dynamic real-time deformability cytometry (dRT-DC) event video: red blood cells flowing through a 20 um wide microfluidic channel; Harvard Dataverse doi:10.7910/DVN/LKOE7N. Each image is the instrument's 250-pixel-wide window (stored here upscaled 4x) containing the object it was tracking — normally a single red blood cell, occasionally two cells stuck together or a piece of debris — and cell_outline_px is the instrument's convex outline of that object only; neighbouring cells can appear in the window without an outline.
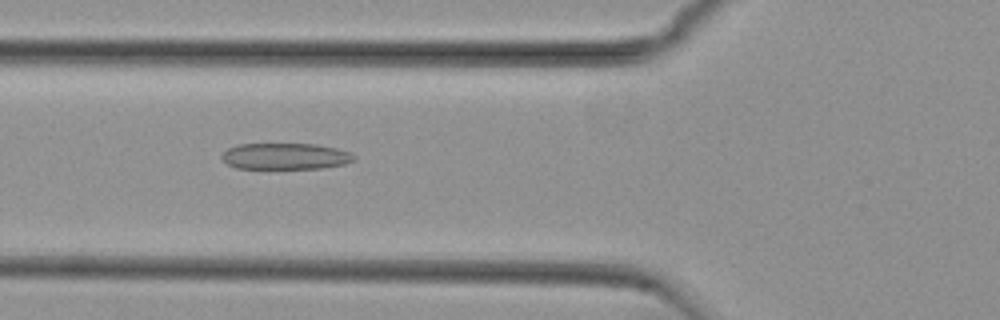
{"species": "common noctule bat (a hibernating species)", "species_latin": "Nyctalus noctula", "temperature_condition": "cold", "stored_images_in_passage": 53, "camera_frame_rate_fps": 3000, "um_per_image_px": 0.085, "animal": {"sex": "female", "body_mass_g": 29.2, "forearm_length_mm": 56.3}, "frame": {"image": 1, "passage_image": 19, "time_ms": 6.0, "image_size_px": [1000, 320], "cell_outline_px": [[356, 160], [344, 164], [324, 168], [236, 168], [228, 164], [220, 156], [228, 148], [240, 144], [316, 144], [336, 148], [348, 152], [356, 156]], "centroid_in_image_um": [24.28, 13.28], "position_along_channel_um": 101.5, "area_um2": 20.17}}
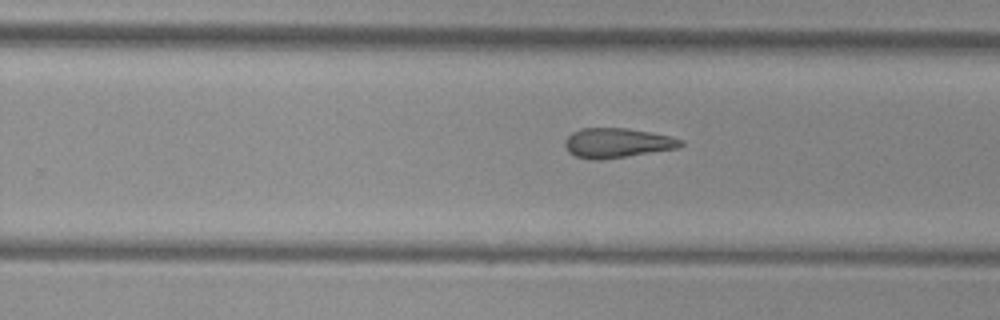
{"frame": {"image": 2, "passage_image": 33, "time_ms": 10.667, "image_size_px": [1000, 320], "cell_outline_px": [[684, 144], [676, 148], [600, 160], [592, 160], [576, 156], [568, 152], [564, 144], [564, 140], [572, 132], [580, 128], [628, 128], [652, 132], [684, 140]], "centroid_in_image_um": [52.42, 12.14], "position_along_channel_um": 277.4, "area_um2": 19.94}}
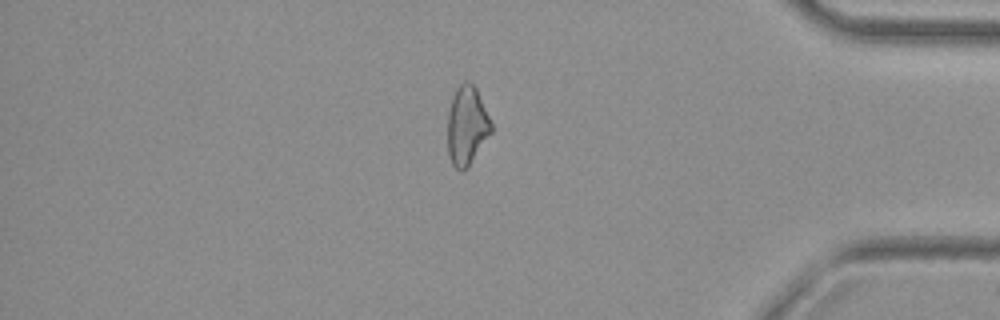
{"frame": {"image": 3, "passage_image": 45, "time_ms": 14.667, "image_size_px": [1000, 320], "cell_outline_px": [[492, 132], [468, 168], [464, 172], [460, 172], [452, 164], [448, 152], [448, 112], [452, 96], [456, 88], [464, 80], [468, 80], [476, 88], [492, 124]], "centroid_in_image_um": [39.68, 10.7], "position_along_channel_um": 395.5, "area_um2": 20.23}}